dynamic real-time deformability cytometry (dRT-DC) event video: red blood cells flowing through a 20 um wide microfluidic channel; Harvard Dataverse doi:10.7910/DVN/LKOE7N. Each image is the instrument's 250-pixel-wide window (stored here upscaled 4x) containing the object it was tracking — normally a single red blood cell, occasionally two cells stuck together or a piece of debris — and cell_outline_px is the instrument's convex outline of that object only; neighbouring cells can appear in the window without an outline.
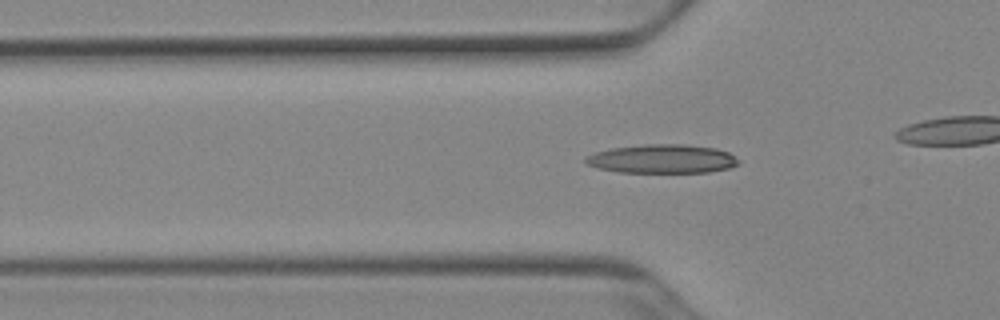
{"species": "Egyptian fruit bat (a non-hibernating species)", "species_latin": "Rousettus aegyptiacus", "temperature_condition": "cold", "stored_images_in_passage": 40, "camera_frame_rate_fps": 3000, "um_per_image_px": 0.085, "animal": {"sex": "female"}, "frame": {"image": 1, "passage_image": 16, "time_ms": 5.0, "image_size_px": [1000, 320], "cell_outline_px": [[740, 164], [728, 168], [708, 172], [616, 172], [600, 168], [588, 164], [584, 160], [584, 156], [596, 152], [612, 148], [644, 144], [684, 144], [716, 148], [728, 152]], "centroid_in_image_um": [56.26, 13.5], "position_along_channel_um": 69.5, "area_um2": 25.49}}
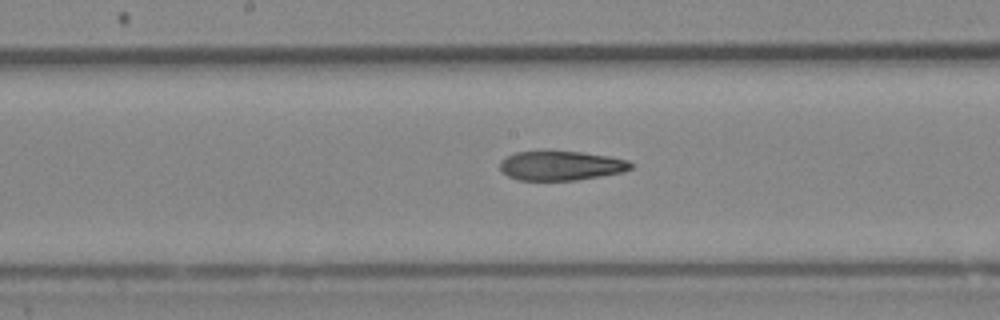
{"frame": {"image": 2, "passage_image": 26, "time_ms": 8.333, "image_size_px": [1000, 320], "cell_outline_px": [[636, 164], [632, 168], [624, 172], [576, 180], [516, 180], [508, 176], [500, 168], [500, 160], [516, 152], [580, 152], [608, 156], [628, 160]], "centroid_in_image_um": [47.72, 14.09], "position_along_channel_um": 200.5, "area_um2": 22.25}}
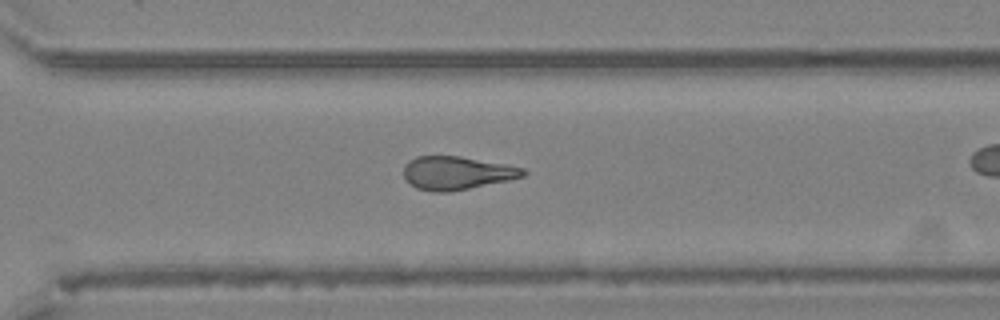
{"frame": {"image": 3, "passage_image": 36, "time_ms": 11.667, "image_size_px": [1000, 320], "cell_outline_px": [[528, 172], [524, 176], [508, 180], [448, 192], [432, 192], [416, 188], [404, 176], [404, 164], [408, 160], [416, 156], [460, 156], [508, 164], [524, 168]], "centroid_in_image_um": [38.83, 14.69], "position_along_channel_um": 331.8, "area_um2": 23.18}}